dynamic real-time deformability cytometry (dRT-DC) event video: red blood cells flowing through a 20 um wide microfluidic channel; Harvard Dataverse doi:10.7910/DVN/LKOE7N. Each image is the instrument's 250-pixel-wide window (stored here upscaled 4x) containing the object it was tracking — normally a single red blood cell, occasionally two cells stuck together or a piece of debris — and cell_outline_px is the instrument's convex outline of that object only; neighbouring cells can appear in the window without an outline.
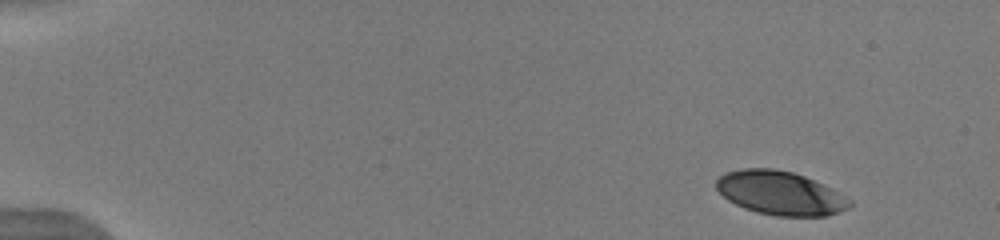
{"species": "human", "species_latin": "Homo sapiens", "temperature_condition": "warm", "stored_images_in_passage": 48, "camera_frame_rate_fps": 3000, "um_per_image_px": 0.085, "donor": {"sex": "male"}, "frame": {"image": 1, "passage_image": 1, "time_ms": 0.0, "image_size_px": [1000, 240], "cell_outline_px": [[852, 204], [848, 208], [828, 216], [776, 216], [756, 212], [744, 208], [728, 200], [716, 188], [716, 180], [724, 172], [740, 168], [772, 168], [792, 172], [804, 176], [832, 188], [852, 200]], "centroid_in_image_um": [66.32, 16.41], "position_along_channel_um": 18.7, "area_um2": 34.1}}
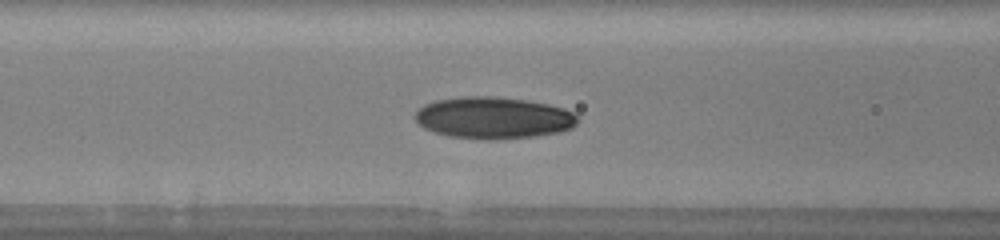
{"frame": {"image": 2, "passage_image": 19, "time_ms": 6.0, "image_size_px": [1000, 240], "cell_outline_px": [[580, 120], [572, 128], [560, 132], [532, 136], [448, 136], [424, 128], [412, 116], [424, 104], [436, 100], [464, 96], [492, 96], [528, 100], [548, 104], [564, 108], [572, 112]], "centroid_in_image_um": [41.95, 9.95], "position_along_channel_um": 124.6, "area_um2": 38.38}}
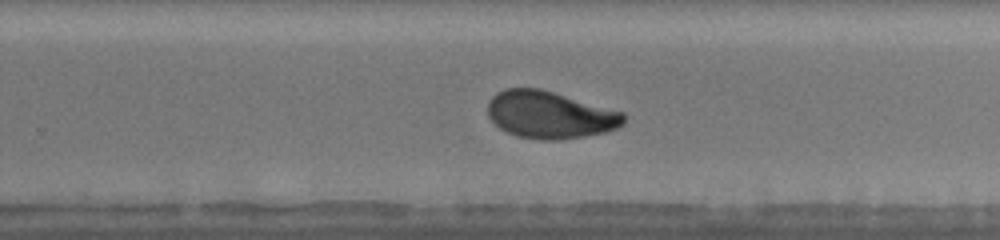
{"frame": {"image": 3, "passage_image": 31, "time_ms": 10.0, "image_size_px": [1000, 240], "cell_outline_px": [[624, 124], [616, 128], [604, 132], [584, 136], [560, 140], [540, 140], [516, 136], [500, 128], [488, 116], [488, 100], [496, 92], [504, 88], [540, 88], [624, 112]], "centroid_in_image_um": [46.72, 9.75], "position_along_channel_um": 283.1, "area_um2": 37.51}, "authors_computed_cell_mechanics": {"area_um2": 36.7608, "velocity_mm_per_s": 3.9732, "shape_relaxation_time_tau1_ms": 3.5345, "shape_relaxation_time_tau2_ms": 1.3183, "deformation_change_tau1": 0.1646, "deformation_change_tau2": 0.0628}}